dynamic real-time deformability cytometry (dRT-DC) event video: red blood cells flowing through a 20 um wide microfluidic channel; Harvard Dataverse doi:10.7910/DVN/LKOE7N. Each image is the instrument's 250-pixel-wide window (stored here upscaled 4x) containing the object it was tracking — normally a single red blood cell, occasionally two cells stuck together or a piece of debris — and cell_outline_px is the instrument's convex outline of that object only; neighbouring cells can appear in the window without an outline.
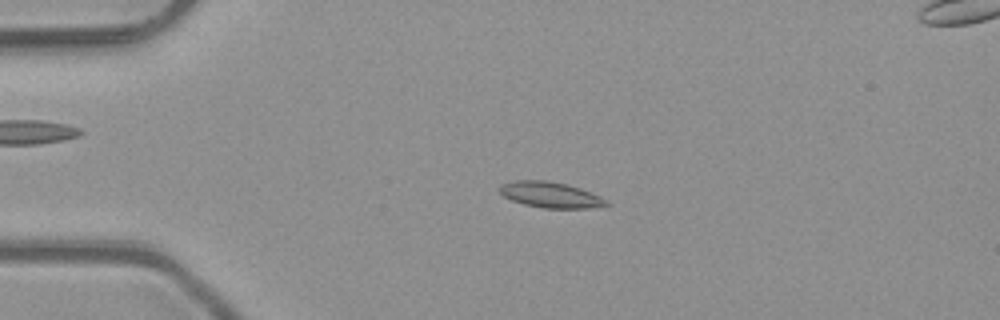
{"species": "common noctule bat (a hibernating species)", "species_latin": "Nyctalus noctula", "temperature_condition": "room temperature", "stored_images_in_passage": 43, "camera_frame_rate_fps": 3000, "um_per_image_px": 0.085, "animal": {"sex": "male", "body_mass_g": 23.1, "forearm_length_mm": 52.7}, "frame": {"image": 1, "passage_image": 4, "time_ms": 1.0, "image_size_px": [1000, 320], "cell_outline_px": [[612, 204], [588, 208], [544, 208], [524, 204], [512, 200], [504, 196], [496, 188], [500, 184], [516, 180], [544, 180], [568, 184], [580, 188], [600, 196], [608, 200]], "centroid_in_image_um": [46.78, 16.55], "position_along_channel_um": 38.2, "area_um2": 16.13}}
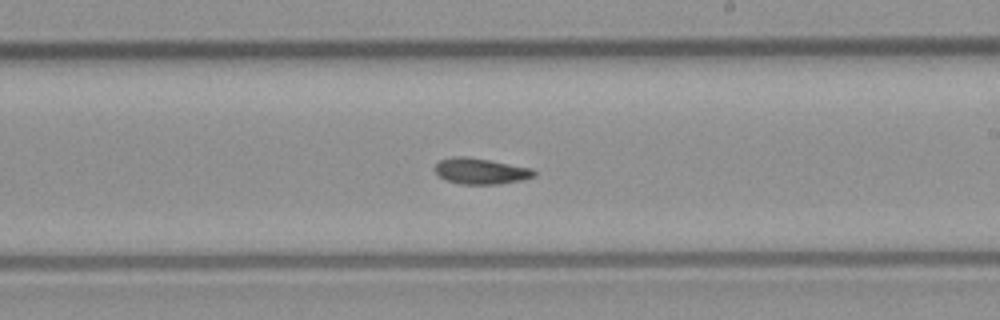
{"frame": {"image": 2, "passage_image": 22, "time_ms": 7.0, "image_size_px": [1000, 320], "cell_outline_px": [[536, 176], [524, 180], [496, 184], [460, 184], [444, 180], [432, 168], [440, 160], [456, 156], [468, 156], [532, 168], [536, 172]], "centroid_in_image_um": [40.86, 14.55], "position_along_channel_um": 248.1, "area_um2": 15.14}}
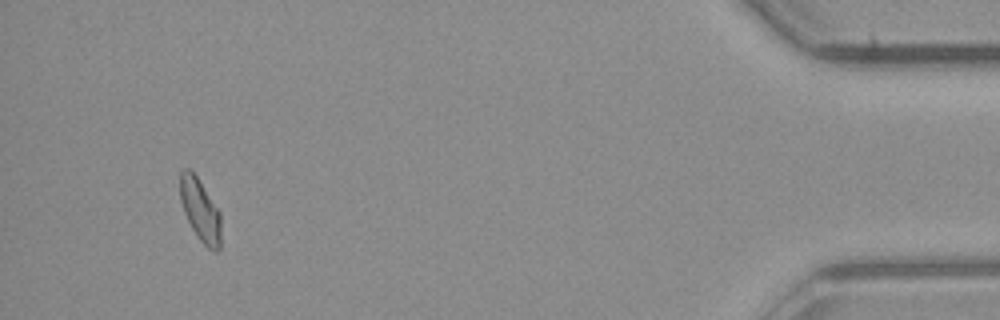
{"frame": {"image": 3, "passage_image": 40, "time_ms": 13.0, "image_size_px": [1000, 320], "cell_outline_px": [[220, 248], [216, 252], [208, 248], [196, 236], [184, 212], [180, 200], [180, 172], [184, 168], [188, 168], [196, 176], [220, 212]], "centroid_in_image_um": [17.01, 17.87], "position_along_channel_um": 418.2, "area_um2": 14.68}, "authors_computed_cell_mechanics": {"area_um2": 14.9124, "velocity_mm_per_s": 4.0838, "shape_relaxation_time_tau1_ms": 3.5719, "shape_relaxation_time_tau2_ms": 3.9184, "deformation_change_tau1": 0.1269, "deformation_change_tau2": 0.1002}}